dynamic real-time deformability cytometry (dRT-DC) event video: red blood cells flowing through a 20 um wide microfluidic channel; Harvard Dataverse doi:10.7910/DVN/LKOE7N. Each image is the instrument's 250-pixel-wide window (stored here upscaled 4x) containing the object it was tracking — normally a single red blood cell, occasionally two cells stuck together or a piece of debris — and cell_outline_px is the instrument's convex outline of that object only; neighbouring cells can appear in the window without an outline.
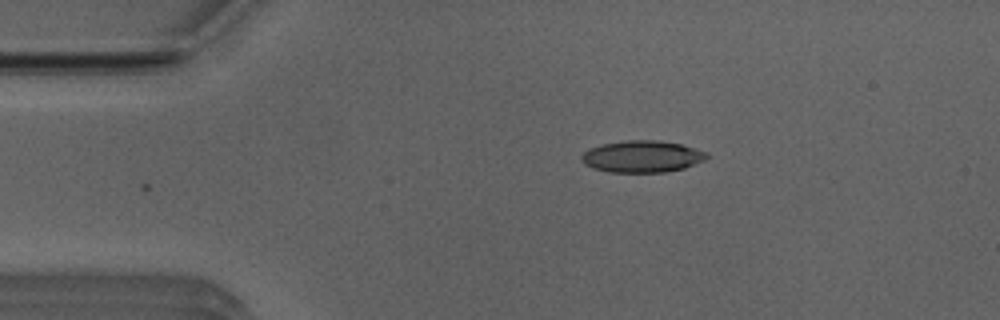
{"species": "Egyptian fruit bat (a non-hibernating species)", "species_latin": "Rousettus aegyptiacus", "temperature_condition": "room temperature", "stored_images_in_passage": 38, "camera_frame_rate_fps": 3000, "um_per_image_px": 0.085, "animal": {"sex": "male"}, "frame": {"image": 1, "passage_image": 1, "time_ms": 0.0, "image_size_px": [1000, 320], "cell_outline_px": [[712, 156], [704, 160], [684, 168], [664, 172], [608, 172], [592, 168], [584, 164], [580, 160], [580, 156], [584, 152], [600, 144], [628, 140], [656, 140], [680, 144], [708, 152]], "centroid_in_image_um": [54.58, 13.3], "position_along_channel_um": 30.4, "area_um2": 23.29}}
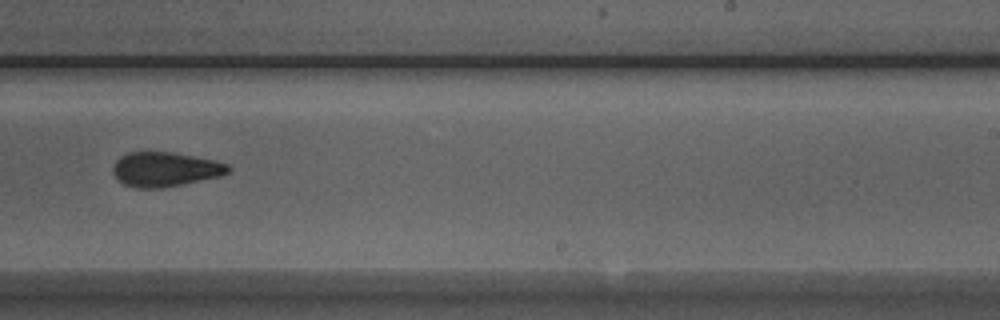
{"frame": {"image": 2, "passage_image": 23, "time_ms": 7.333, "image_size_px": [1000, 320], "cell_outline_px": [[232, 168], [228, 172], [220, 176], [160, 188], [136, 188], [124, 184], [112, 172], [112, 168], [116, 160], [120, 156], [128, 152], [172, 152], [216, 160], [228, 164]], "centroid_in_image_um": [14.03, 14.38], "position_along_channel_um": 275.0, "area_um2": 23.06}}
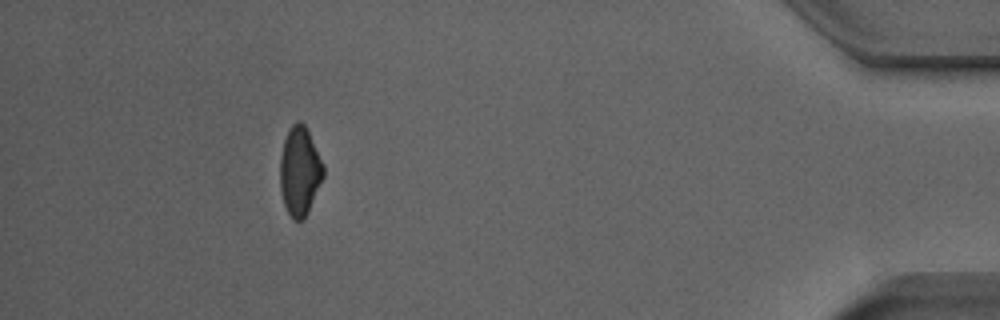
{"frame": {"image": 3, "passage_image": 38, "time_ms": 12.333, "image_size_px": [1000, 320], "cell_outline_px": [[324, 176], [308, 212], [304, 220], [292, 220], [284, 204], [280, 188], [280, 156], [284, 140], [292, 124], [300, 120], [304, 124], [308, 132], [324, 168]], "centroid_in_image_um": [25.46, 14.59], "position_along_channel_um": 409.7, "area_um2": 22.14}, "authors_computed_cell_mechanics": {"area_um2": 23.2356, "velocity_mm_per_s": 3.9562, "shape_relaxation_time_tau1_ms": 4.9744, "shape_relaxation_time_tau2_ms": 3.2981, "deformation_change_tau1": 0.1545, "deformation_change_tau2": 0.1186}}